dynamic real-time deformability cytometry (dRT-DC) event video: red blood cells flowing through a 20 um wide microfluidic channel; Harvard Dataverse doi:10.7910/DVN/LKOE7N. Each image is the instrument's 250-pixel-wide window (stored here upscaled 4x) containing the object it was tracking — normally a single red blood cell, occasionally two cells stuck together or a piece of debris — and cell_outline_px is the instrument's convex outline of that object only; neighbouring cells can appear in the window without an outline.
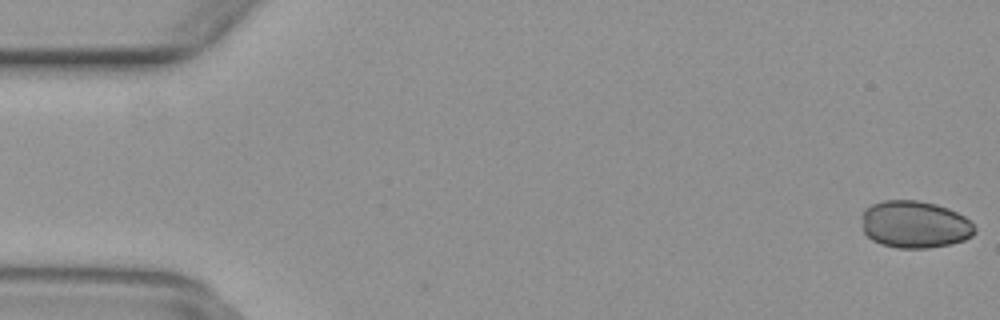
{"species": "common noctule bat (a hibernating species)", "species_latin": "Nyctalus noctula", "temperature_condition": "warm", "stored_images_in_passage": 44, "camera_frame_rate_fps": 3000, "um_per_image_px": 0.085, "animal": {"sex": "female", "body_mass_g": 29.2, "forearm_length_mm": 56.3}, "frame": {"image": 1, "passage_image": 1, "time_ms": 0.0, "image_size_px": [1000, 320], "cell_outline_px": [[976, 232], [972, 236], [964, 240], [948, 244], [928, 248], [896, 248], [880, 244], [872, 240], [864, 232], [860, 216], [864, 208], [872, 204], [884, 200], [916, 200], [936, 204], [948, 208], [964, 216], [976, 228]], "centroid_in_image_um": [77.72, 19.07], "position_along_channel_um": 7.3, "area_um2": 31.33}}
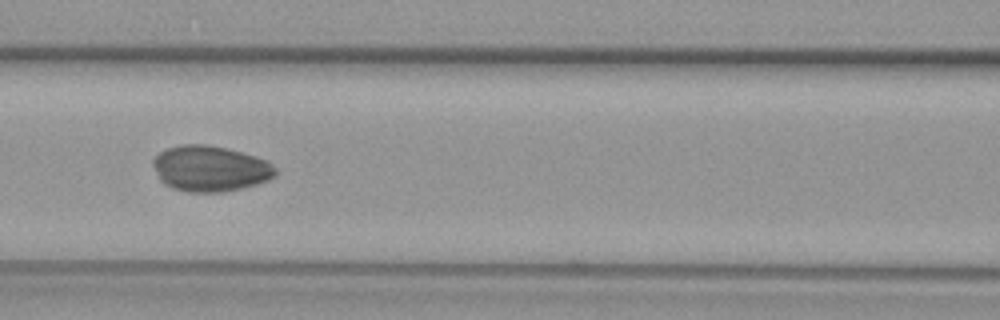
{"frame": {"image": 2, "passage_image": 22, "time_ms": 7.0, "image_size_px": [1000, 320], "cell_outline_px": [[276, 176], [268, 180], [244, 188], [224, 192], [188, 192], [172, 188], [164, 184], [160, 180], [152, 164], [152, 160], [160, 152], [168, 148], [180, 144], [204, 144], [224, 148], [256, 156], [268, 160], [276, 168]], "centroid_in_image_um": [17.87, 14.34], "position_along_channel_um": 148.7, "area_um2": 32.77}}
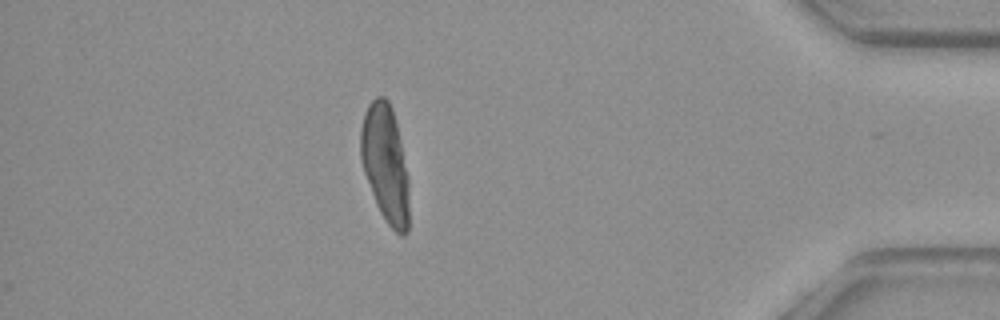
{"frame": {"image": 3, "passage_image": 44, "time_ms": 14.333, "image_size_px": [1000, 320], "cell_outline_px": [[408, 232], [404, 236], [400, 236], [388, 224], [380, 212], [376, 204], [364, 172], [360, 156], [360, 128], [364, 112], [368, 104], [376, 96], [384, 96], [388, 100], [392, 108], [400, 140], [408, 180]], "centroid_in_image_um": [32.73, 13.9], "position_along_channel_um": 402.5, "area_um2": 33.0}}